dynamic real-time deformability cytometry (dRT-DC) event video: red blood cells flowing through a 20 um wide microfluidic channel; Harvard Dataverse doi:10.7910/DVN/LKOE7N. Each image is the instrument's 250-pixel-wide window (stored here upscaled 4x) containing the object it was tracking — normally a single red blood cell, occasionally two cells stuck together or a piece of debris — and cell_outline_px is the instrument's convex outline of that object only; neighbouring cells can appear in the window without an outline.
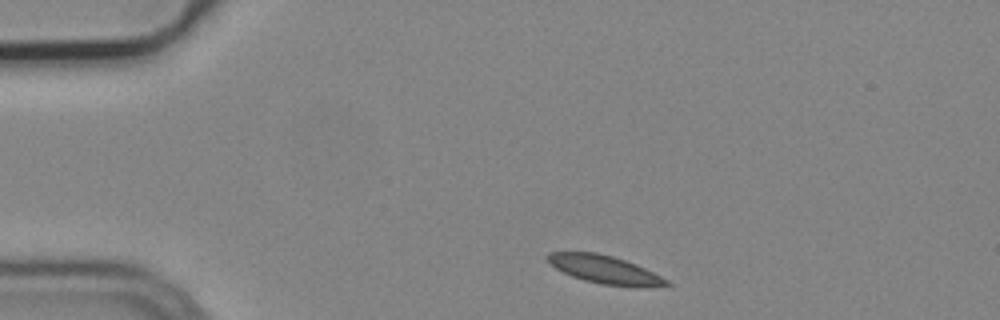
{"species": "common noctule bat (a hibernating species)", "species_latin": "Nyctalus noctula", "temperature_condition": "cold", "stored_images_in_passage": 5, "camera_frame_rate_fps": 3000, "um_per_image_px": 0.085, "animal": {"sex": "male", "body_mass_g": 19.2, "forearm_length_mm": 51.8}, "frame": {"image": 1, "passage_image": 1, "time_ms": 0.0, "image_size_px": [1000, 320], "cell_outline_px": [[672, 284], [600, 284], [584, 280], [572, 276], [556, 268], [544, 256], [548, 252], [596, 252], [612, 256], [636, 264], [668, 280]], "centroid_in_image_um": [51.25, 22.84], "position_along_channel_um": 33.8, "area_um2": 18.38}}
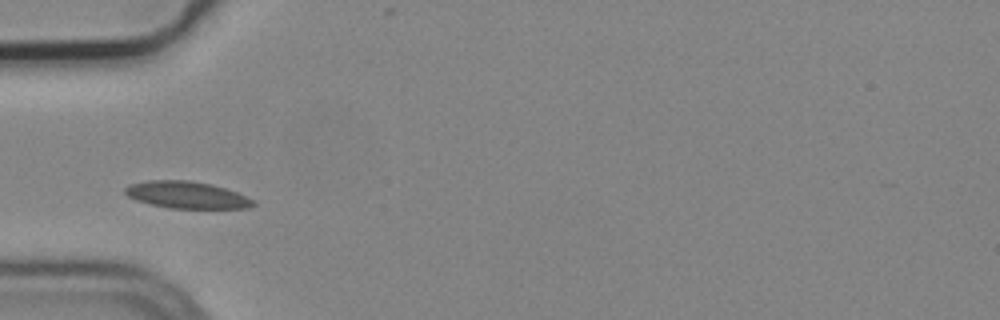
{"frame": {"image": 2, "passage_image": 3, "time_ms": 0.667, "image_size_px": [1000, 320], "cell_outline_px": [[256, 204], [248, 208], [168, 208], [136, 200], [128, 196], [124, 192], [124, 188], [132, 184], [148, 180], [188, 180], [212, 184], [236, 192], [256, 200]], "centroid_in_image_um": [15.9, 16.57], "position_along_channel_um": 69.1, "area_um2": 20.06}}
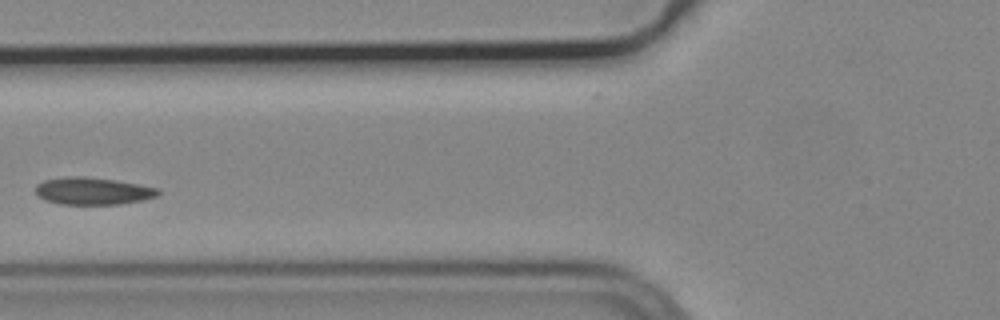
{"frame": {"image": 3, "passage_image": 4, "time_ms": 1.0, "image_size_px": [1000, 320], "cell_outline_px": [[160, 192], [156, 196], [140, 200], [120, 204], [60, 204], [44, 200], [36, 196], [36, 184], [44, 180], [68, 176], [84, 176], [140, 184], [160, 188]], "centroid_in_image_um": [7.85, 16.23], "position_along_channel_um": 117.9, "area_um2": 19.48}}